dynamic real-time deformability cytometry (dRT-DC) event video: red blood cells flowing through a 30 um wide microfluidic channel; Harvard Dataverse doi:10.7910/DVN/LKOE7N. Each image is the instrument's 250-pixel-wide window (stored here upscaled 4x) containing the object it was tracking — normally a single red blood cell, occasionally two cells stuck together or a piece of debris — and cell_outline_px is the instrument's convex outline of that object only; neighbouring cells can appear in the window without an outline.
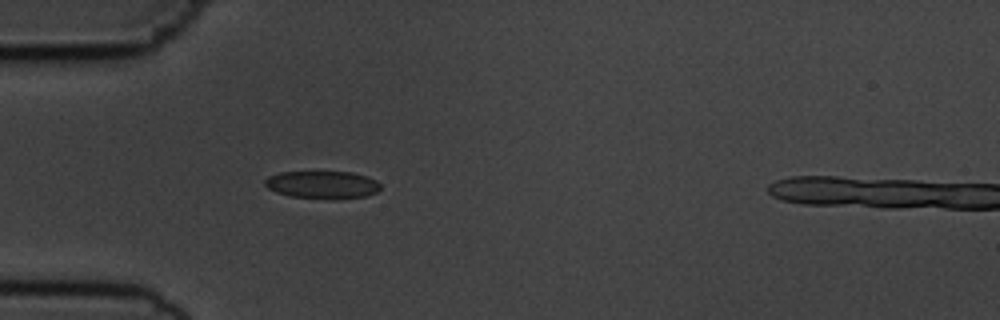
{"species": "common noctule bat (a hibernating species)", "species_latin": "Nyctalus noctula", "temperature_condition": "cold", "stored_images_in_passage": 38, "camera_frame_rate_fps": 3000, "um_per_image_px": 0.085, "animal": {"sex": "male", "body_mass_g": 19.5, "forearm_length_mm": 54.6}, "frame": {"image": 1, "passage_image": 1, "time_ms": 0.0, "image_size_px": [1000, 320], "cell_outline_px": [[380, 188], [376, 192], [368, 196], [336, 200], [292, 196], [276, 192], [268, 188], [264, 184], [264, 180], [268, 176], [280, 172], [352, 172], [368, 176], [376, 180], [380, 184]], "centroid_in_image_um": [27.43, 15.71], "position_along_channel_um": 57.6, "area_um2": 18.84}}
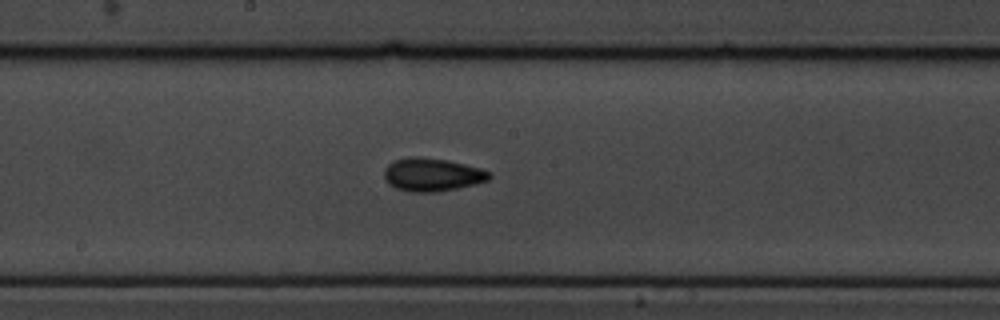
{"frame": {"image": 2, "passage_image": 14, "time_ms": 4.333, "image_size_px": [1000, 320], "cell_outline_px": [[492, 176], [488, 180], [476, 184], [436, 192], [412, 192], [396, 188], [388, 184], [384, 176], [384, 168], [392, 160], [408, 156], [420, 156], [448, 160], [480, 168], [492, 172]], "centroid_in_image_um": [36.72, 14.83], "position_along_channel_um": 211.5, "area_um2": 20.58}}
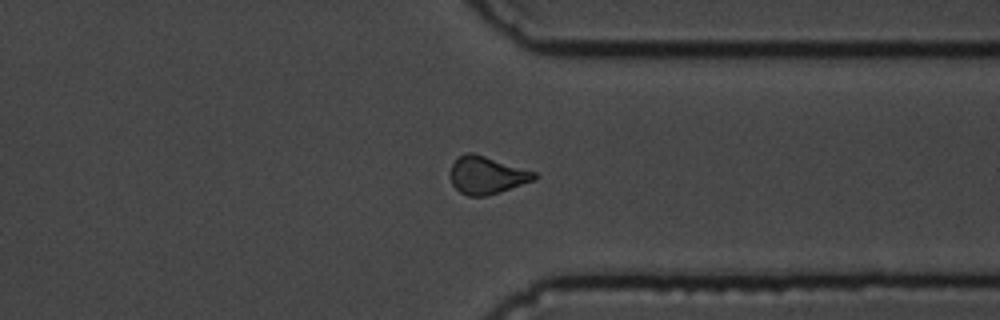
{"frame": {"image": 3, "passage_image": 27, "time_ms": 8.667, "image_size_px": [1000, 320], "cell_outline_px": [[540, 176], [536, 180], [484, 196], [468, 196], [460, 192], [452, 184], [452, 164], [460, 156], [468, 152], [472, 152], [536, 172]], "centroid_in_image_um": [41.42, 14.89], "position_along_channel_um": 370.0, "area_um2": 18.03}}